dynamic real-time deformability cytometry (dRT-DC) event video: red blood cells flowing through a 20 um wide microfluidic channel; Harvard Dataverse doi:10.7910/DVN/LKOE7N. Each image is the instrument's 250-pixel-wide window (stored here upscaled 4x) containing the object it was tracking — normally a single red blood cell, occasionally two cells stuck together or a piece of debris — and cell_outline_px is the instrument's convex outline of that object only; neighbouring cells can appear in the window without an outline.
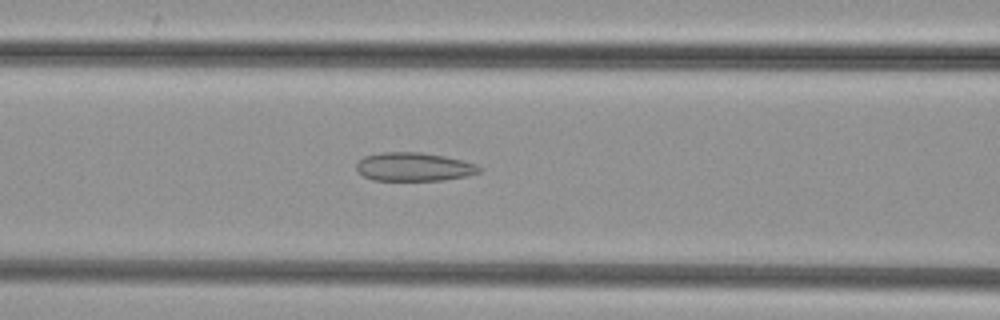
{"species": "common noctule bat (a hibernating species)", "species_latin": "Nyctalus noctula", "temperature_condition": "cold", "stored_images_in_passage": 40, "camera_frame_rate_fps": 3000, "um_per_image_px": 0.085, "animal": {"sex": "female", "body_mass_g": 29.2, "forearm_length_mm": 56.3}, "frame": {"image": 1, "passage_image": 10, "time_ms": 3.0, "image_size_px": [1000, 320], "cell_outline_px": [[484, 168], [480, 172], [468, 176], [444, 180], [372, 180], [356, 172], [356, 164], [364, 156], [380, 152], [420, 152], [444, 156], [464, 160], [476, 164]], "centroid_in_image_um": [35.2, 14.18], "position_along_channel_um": 131.4, "area_um2": 20.69}}
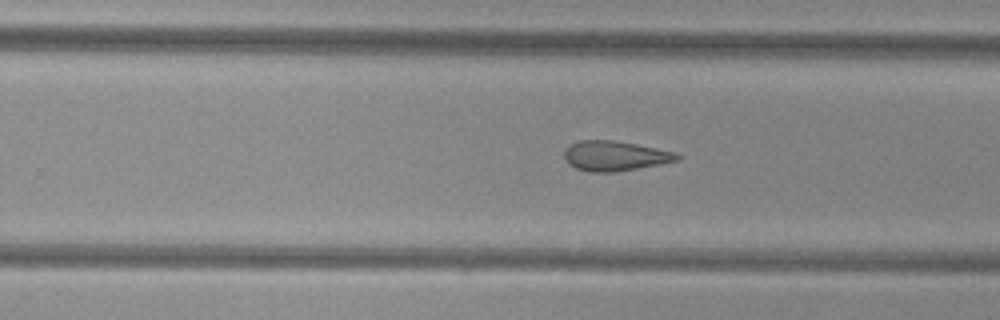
{"frame": {"image": 2, "passage_image": 21, "time_ms": 6.667, "image_size_px": [1000, 320], "cell_outline_px": [[680, 160], [660, 164], [616, 172], [588, 172], [576, 168], [568, 164], [564, 156], [564, 148], [568, 144], [580, 140], [612, 140], [636, 144], [676, 152], [680, 156]], "centroid_in_image_um": [52.23, 13.25], "position_along_channel_um": 277.6, "area_um2": 19.83}}
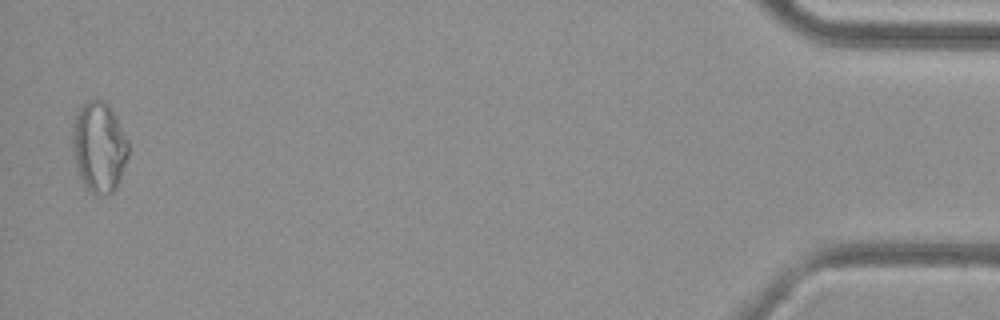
{"frame": {"image": 3, "passage_image": 39, "time_ms": 12.667, "image_size_px": [1000, 320], "cell_outline_px": [[128, 156], [120, 176], [112, 192], [96, 196], [84, 184], [80, 176], [72, 144], [72, 128], [76, 116], [80, 108], [84, 104], [92, 100], [96, 100], [108, 104], [128, 140]], "centroid_in_image_um": [8.42, 12.5], "position_along_channel_um": 426.8, "area_um2": 28.5}}